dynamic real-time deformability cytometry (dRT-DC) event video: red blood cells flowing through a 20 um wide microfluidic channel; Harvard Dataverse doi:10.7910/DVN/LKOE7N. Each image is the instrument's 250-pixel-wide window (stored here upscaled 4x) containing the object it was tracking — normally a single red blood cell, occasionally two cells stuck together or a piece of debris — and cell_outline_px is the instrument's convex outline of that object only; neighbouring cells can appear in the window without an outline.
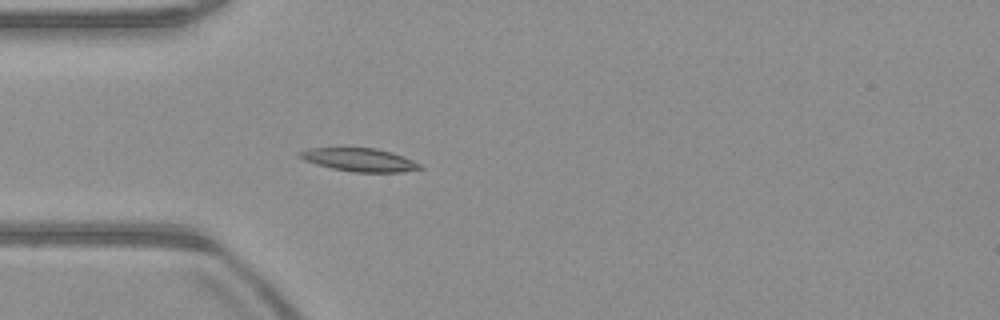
{"species": "common noctule bat (a hibernating species)", "species_latin": "Nyctalus noctula", "temperature_condition": "warm", "stored_images_in_passage": 51, "camera_frame_rate_fps": 3000, "um_per_image_px": 0.085, "animal": {"sex": "male", "body_mass_g": 23.1, "forearm_length_mm": 52.7}, "frame": {"image": 1, "passage_image": 14, "time_ms": 4.333, "image_size_px": [1000, 320], "cell_outline_px": [[424, 168], [400, 172], [352, 172], [332, 168], [316, 164], [304, 160], [296, 156], [296, 152], [308, 148], [376, 148], [392, 152], [404, 156], [424, 164]], "centroid_in_image_um": [30.57, 13.58], "position_along_channel_um": 54.4, "area_um2": 16.53}}
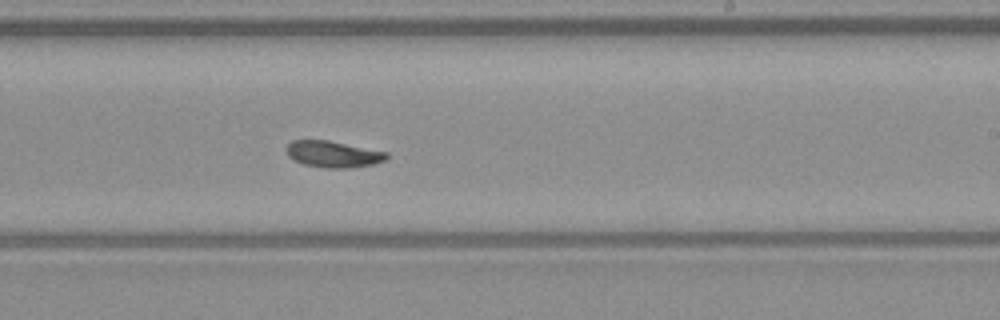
{"frame": {"image": 2, "passage_image": 30, "time_ms": 9.667, "image_size_px": [1000, 320], "cell_outline_px": [[388, 160], [372, 164], [352, 168], [324, 168], [304, 164], [292, 160], [288, 156], [284, 148], [292, 140], [328, 140], [388, 152]], "centroid_in_image_um": [28.3, 13.11], "position_along_channel_um": 260.7, "area_um2": 15.66}}
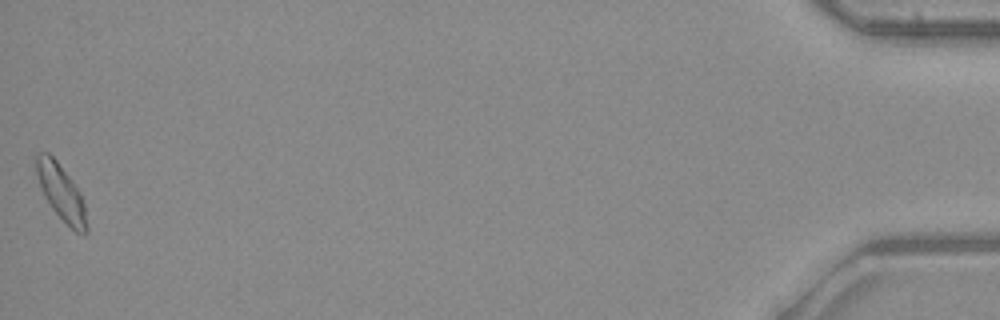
{"frame": {"image": 3, "passage_image": 51, "time_ms": 16.667, "image_size_px": [1000, 320], "cell_outline_px": [[88, 232], [84, 236], [76, 232], [52, 208], [44, 196], [40, 188], [36, 172], [36, 152], [48, 152], [56, 160], [72, 180], [80, 192], [84, 204], [88, 228]], "centroid_in_image_um": [5.2, 16.35], "position_along_channel_um": 430.0, "area_um2": 16.3}, "authors_computed_cell_mechanics": {"area_um2": 15.6638, "velocity_mm_per_s": 3.9509, "shape_relaxation_time_tau1_ms": 4.492, "shape_relaxation_time_tau2_ms": null, "deformation_change_tau1": 0.113, "deformation_change_tau2": null}}